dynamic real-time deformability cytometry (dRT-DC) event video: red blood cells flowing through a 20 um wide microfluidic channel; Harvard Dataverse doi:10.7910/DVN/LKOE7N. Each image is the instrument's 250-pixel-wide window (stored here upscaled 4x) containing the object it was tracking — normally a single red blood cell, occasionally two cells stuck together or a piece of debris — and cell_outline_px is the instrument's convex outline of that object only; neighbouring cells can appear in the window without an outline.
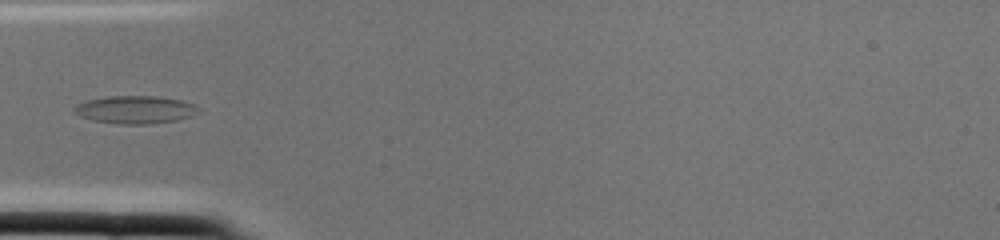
{"species": "common noctule bat (a hibernating species)", "species_latin": "Nyctalus noctula", "temperature_condition": "cold", "stored_images_in_passage": 2, "camera_frame_rate_fps": 3000, "um_per_image_px": 0.085, "animal": {"sex": "female", "body_mass_g": 22.0, "forearm_length_mm": 56.7}, "frame": {"image": 1, "passage_image": 2, "time_ms": 0.333, "image_size_px": [1000, 240], "cell_outline_px": [[200, 112], [192, 116], [176, 120], [152, 124], [116, 124], [92, 120], [80, 116], [72, 108], [76, 104], [88, 100], [108, 96], [156, 96], [180, 100], [196, 104], [200, 108]], "centroid_in_image_um": [11.53, 9.32], "position_along_channel_um": 73.5, "area_um2": 20.29}}